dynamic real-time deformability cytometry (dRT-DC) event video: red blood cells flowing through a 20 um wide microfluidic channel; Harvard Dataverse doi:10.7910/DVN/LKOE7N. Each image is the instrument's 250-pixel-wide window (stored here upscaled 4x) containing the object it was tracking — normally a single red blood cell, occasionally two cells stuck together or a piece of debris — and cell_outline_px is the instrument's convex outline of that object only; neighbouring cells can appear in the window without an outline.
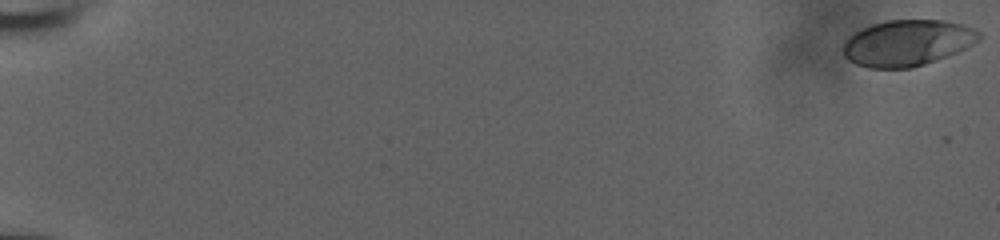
{"species": "human", "species_latin": "Homo sapiens", "temperature_condition": "room temperature", "stored_images_in_passage": 19, "camera_frame_rate_fps": 3000, "um_per_image_px": 0.085, "donor": {"sex": "male"}, "frame": {"image": 1, "passage_image": 1, "time_ms": 0.0, "image_size_px": [1000, 240], "cell_outline_px": [[980, 40], [948, 56], [912, 68], [868, 68], [856, 64], [848, 60], [844, 56], [840, 48], [844, 40], [856, 32], [872, 24], [888, 20], [944, 20], [964, 24], [980, 32]], "centroid_in_image_um": [77.09, 3.65], "position_along_channel_um": 7.9, "area_um2": 36.65}}
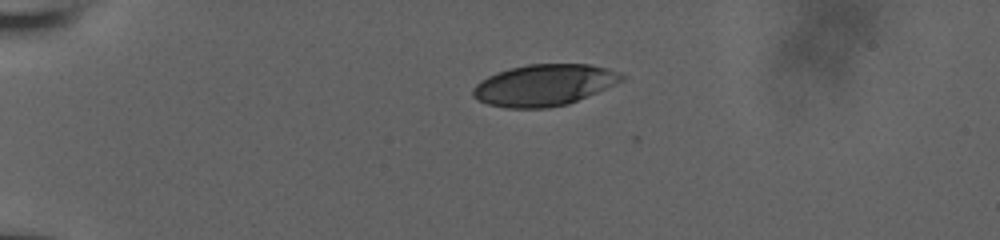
{"frame": {"image": 2, "passage_image": 11, "time_ms": 3.333, "image_size_px": [1000, 240], "cell_outline_px": [[624, 80], [568, 104], [548, 108], [504, 108], [488, 104], [476, 100], [472, 96], [472, 88], [480, 80], [496, 72], [528, 64], [588, 64], [620, 72], [624, 76]], "centroid_in_image_um": [46.19, 7.24], "position_along_channel_um": 38.8, "area_um2": 35.84}}
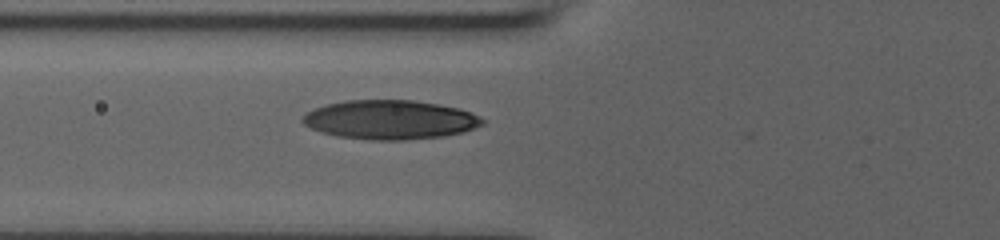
{"frame": {"image": 3, "passage_image": 19, "time_ms": 6.0, "image_size_px": [1000, 240], "cell_outline_px": [[484, 124], [464, 132], [444, 136], [408, 140], [368, 140], [336, 136], [320, 132], [304, 124], [300, 120], [312, 108], [344, 100], [412, 100], [460, 108], [480, 116], [484, 120]], "centroid_in_image_um": [33.15, 10.18], "position_along_channel_um": 92.6, "area_um2": 41.21}}